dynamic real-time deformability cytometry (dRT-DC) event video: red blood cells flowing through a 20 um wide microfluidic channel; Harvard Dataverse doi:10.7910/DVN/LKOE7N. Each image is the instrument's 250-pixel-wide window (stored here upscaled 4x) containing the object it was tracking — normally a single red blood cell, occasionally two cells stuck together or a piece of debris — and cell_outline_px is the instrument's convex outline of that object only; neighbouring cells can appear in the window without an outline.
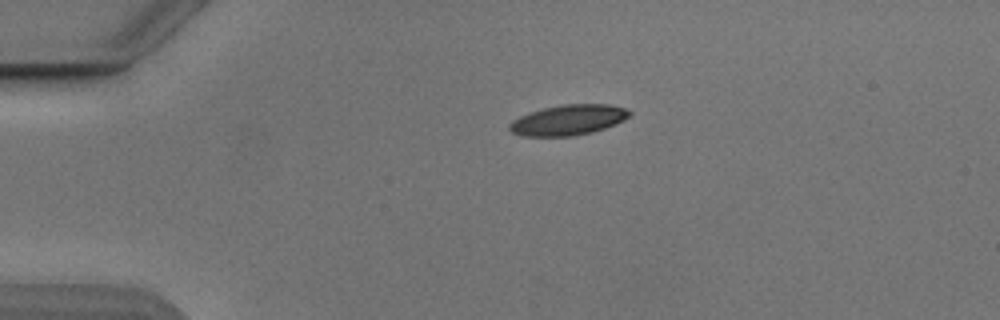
{"species": "Egyptian fruit bat (a non-hibernating species)", "species_latin": "Rousettus aegyptiacus", "temperature_condition": "cold", "stored_images_in_passage": 42, "camera_frame_rate_fps": 3000, "um_per_image_px": 0.085, "animal": {"sex": "male"}, "frame": {"image": 1, "passage_image": 1, "time_ms": 0.0, "image_size_px": [1000, 320], "cell_outline_px": [[632, 112], [624, 120], [604, 128], [592, 132], [572, 136], [524, 136], [512, 132], [508, 128], [508, 124], [512, 120], [520, 116], [544, 108], [564, 104], [608, 104], [624, 108]], "centroid_in_image_um": [48.29, 10.2], "position_along_channel_um": 36.7, "area_um2": 21.04}}
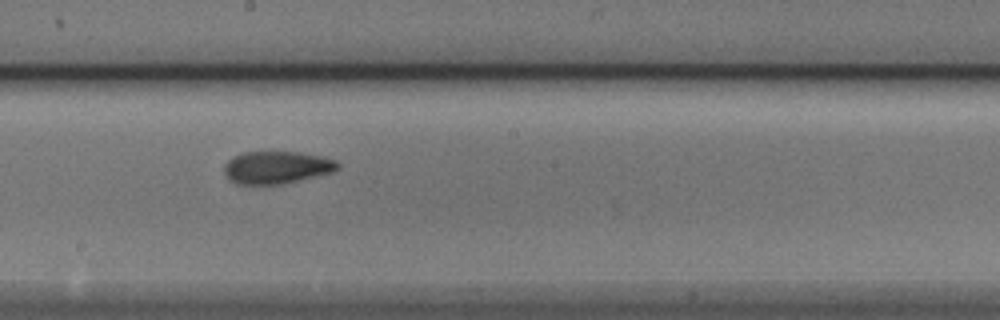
{"frame": {"image": 2, "passage_image": 19, "time_ms": 6.0, "image_size_px": [1000, 320], "cell_outline_px": [[340, 164], [332, 172], [280, 184], [236, 184], [224, 172], [224, 164], [228, 160], [244, 152], [300, 152], [324, 156], [336, 160]], "centroid_in_image_um": [23.53, 14.21], "position_along_channel_um": 224.7, "area_um2": 21.21}}
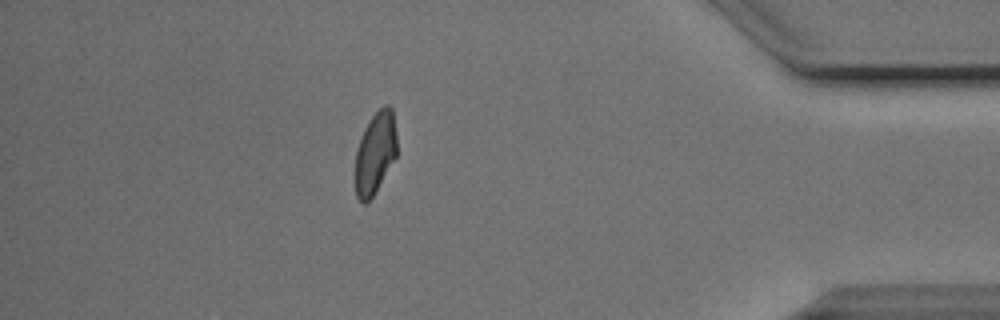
{"frame": {"image": 3, "passage_image": 36, "time_ms": 11.667, "image_size_px": [1000, 320], "cell_outline_px": [[396, 156], [372, 196], [364, 204], [356, 196], [356, 148], [364, 128], [372, 116], [384, 104], [388, 104], [392, 108], [396, 136]], "centroid_in_image_um": [31.89, 12.95], "position_along_channel_um": 403.3, "area_um2": 19.48}, "authors_computed_cell_mechanics": {"area_um2": 21.2126, "velocity_mm_per_s": 3.8589, "shape_relaxation_time_tau1_ms": 6.5542, "shape_relaxation_time_tau2_ms": 2.0491, "deformation_change_tau1": 0.1829, "deformation_change_tau2": 0.0802}}